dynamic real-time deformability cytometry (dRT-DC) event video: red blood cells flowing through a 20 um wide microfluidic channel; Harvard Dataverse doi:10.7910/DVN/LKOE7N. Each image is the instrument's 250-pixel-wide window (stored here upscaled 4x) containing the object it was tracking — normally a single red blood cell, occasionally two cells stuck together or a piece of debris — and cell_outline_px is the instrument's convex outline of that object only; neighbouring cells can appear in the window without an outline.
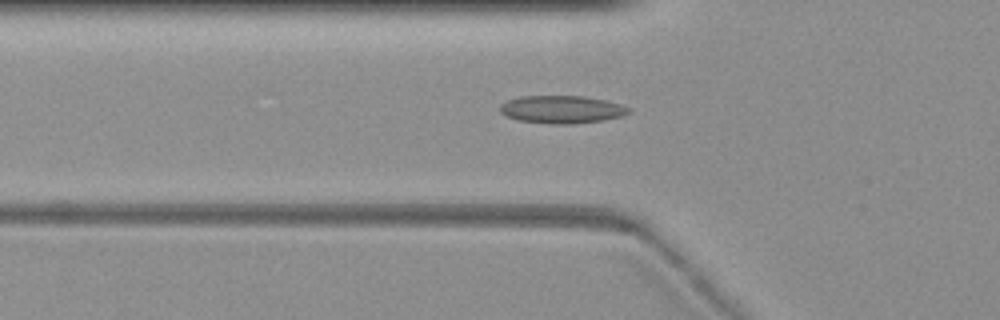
{"species": "common noctule bat (a hibernating species)", "species_latin": "Nyctalus noctula", "temperature_condition": "warm", "stored_images_in_passage": 49, "camera_frame_rate_fps": 3000, "um_per_image_px": 0.085, "animal": {"sex": "female", "body_mass_g": 19.3, "forearm_length_mm": 54.1}, "frame": {"image": 1, "passage_image": 3, "time_ms": 0.667, "image_size_px": [1000, 320], "cell_outline_px": [[632, 112], [620, 116], [604, 120], [572, 124], [548, 124], [520, 120], [508, 116], [500, 112], [500, 104], [508, 100], [520, 96], [584, 96], [608, 100], [632, 108]], "centroid_in_image_um": [47.79, 9.3], "position_along_channel_um": 78.0, "area_um2": 20.92}}
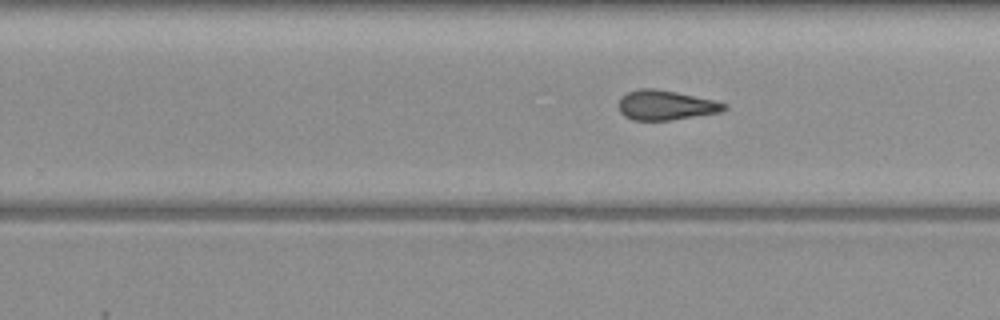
{"frame": {"image": 2, "passage_image": 23, "time_ms": 7.333, "image_size_px": [1000, 320], "cell_outline_px": [[728, 108], [724, 112], [672, 120], [632, 120], [624, 116], [620, 112], [620, 96], [628, 92], [640, 88], [652, 88], [676, 92], [716, 100], [728, 104]], "centroid_in_image_um": [56.65, 8.94], "position_along_channel_um": 273.2, "area_um2": 18.5}}
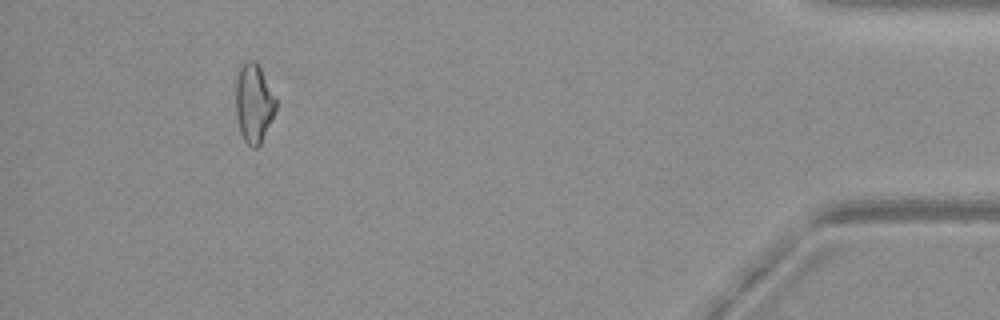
{"frame": {"image": 3, "passage_image": 44, "time_ms": 14.333, "image_size_px": [1000, 320], "cell_outline_px": [[276, 108], [260, 144], [256, 148], [252, 148], [244, 140], [240, 132], [236, 116], [236, 80], [240, 68], [244, 60], [256, 60], [276, 100]], "centroid_in_image_um": [21.54, 8.76], "position_along_channel_um": 413.7, "area_um2": 18.15}}